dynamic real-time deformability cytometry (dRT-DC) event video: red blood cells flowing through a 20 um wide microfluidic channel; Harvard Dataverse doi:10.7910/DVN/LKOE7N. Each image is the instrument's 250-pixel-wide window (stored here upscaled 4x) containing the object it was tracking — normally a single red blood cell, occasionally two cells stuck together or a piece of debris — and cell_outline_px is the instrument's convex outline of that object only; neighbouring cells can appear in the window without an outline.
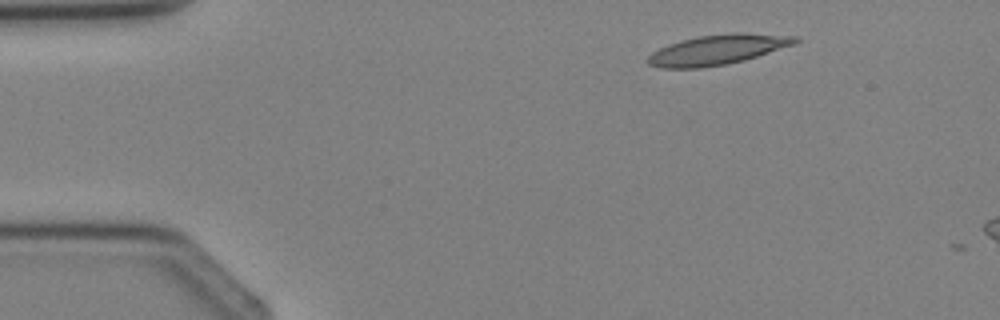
{"species": "Egyptian fruit bat (a non-hibernating species)", "species_latin": "Rousettus aegyptiacus", "temperature_condition": "cold", "stored_images_in_passage": 2, "camera_frame_rate_fps": 3000, "um_per_image_px": 0.085, "animal": {"sex": "female"}, "frame": {"image": 1, "passage_image": 2, "time_ms": 1.0, "image_size_px": [1000, 320], "cell_outline_px": [[800, 40], [796, 44], [744, 60], [728, 64], [700, 68], [660, 68], [648, 64], [644, 60], [652, 52], [668, 44], [680, 40], [700, 36], [732, 32], [736, 32], [800, 36]], "centroid_in_image_um": [61.0, 4.22], "position_along_channel_um": 24.0, "area_um2": 26.01}}